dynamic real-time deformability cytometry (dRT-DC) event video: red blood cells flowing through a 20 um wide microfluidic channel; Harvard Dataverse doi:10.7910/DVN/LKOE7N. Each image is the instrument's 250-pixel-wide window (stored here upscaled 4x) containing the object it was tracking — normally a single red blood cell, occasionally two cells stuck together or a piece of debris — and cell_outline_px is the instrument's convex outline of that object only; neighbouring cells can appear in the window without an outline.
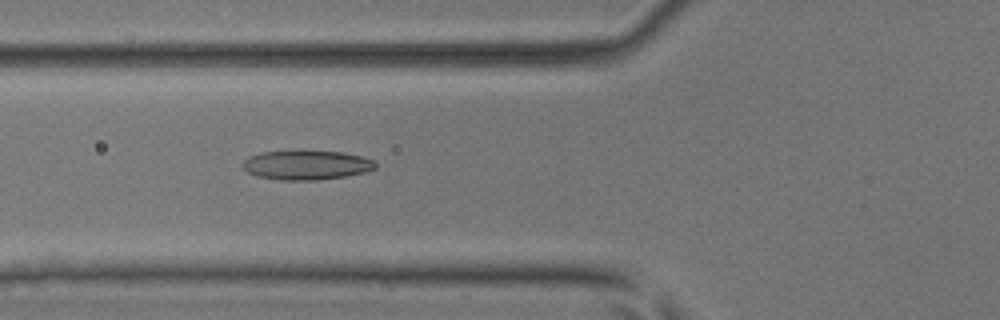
{"species": "common noctule bat (a hibernating species)", "species_latin": "Nyctalus noctula", "temperature_condition": "room temperature", "stored_images_in_passage": 51, "camera_frame_rate_fps": 3000, "um_per_image_px": 0.085, "animal": {"sex": "male", "body_mass_g": 17.9, "forearm_length_mm": 54.2}, "frame": {"image": 1, "passage_image": 20, "time_ms": 6.333, "image_size_px": [1000, 320], "cell_outline_px": [[376, 168], [364, 172], [344, 176], [316, 180], [280, 180], [256, 176], [248, 172], [240, 164], [248, 156], [260, 152], [344, 152], [376, 160]], "centroid_in_image_um": [26.03, 14.04], "position_along_channel_um": 99.8, "area_um2": 22.43}}
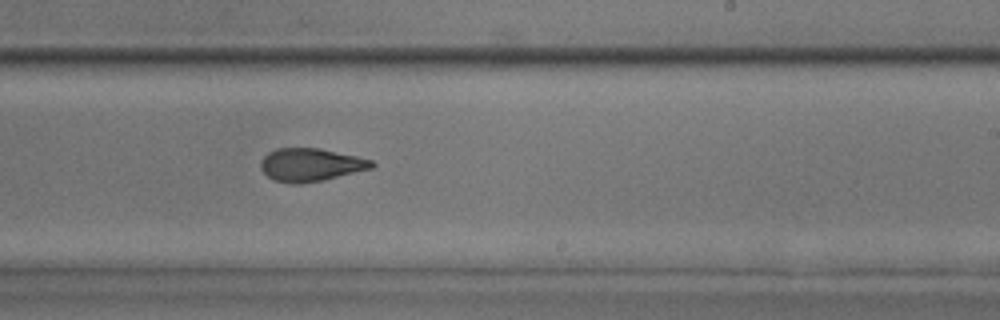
{"frame": {"image": 2, "passage_image": 32, "time_ms": 10.333, "image_size_px": [1000, 320], "cell_outline_px": [[376, 164], [372, 168], [324, 180], [300, 184], [292, 184], [276, 180], [268, 176], [260, 168], [260, 160], [268, 152], [276, 148], [320, 148], [356, 156], [372, 160]], "centroid_in_image_um": [26.4, 14.0], "position_along_channel_um": 262.6, "area_um2": 21.39}}
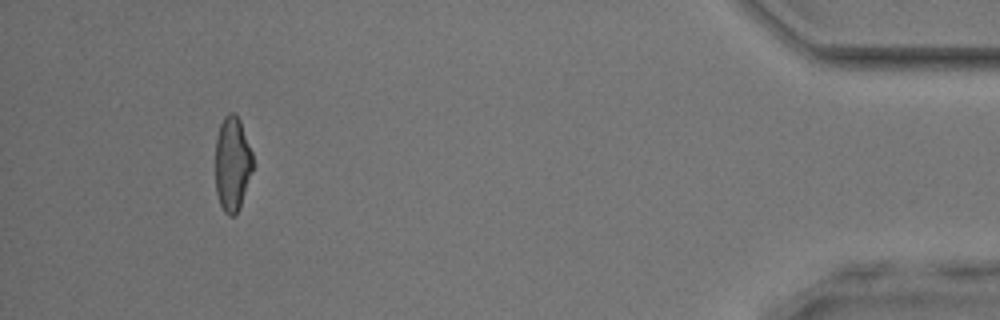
{"frame": {"image": 3, "passage_image": 48, "time_ms": 15.667, "image_size_px": [1000, 320], "cell_outline_px": [[252, 168], [240, 208], [232, 216], [228, 216], [224, 212], [220, 204], [216, 192], [216, 140], [220, 124], [224, 116], [228, 112], [232, 112], [240, 120], [252, 152]], "centroid_in_image_um": [19.73, 13.92], "position_along_channel_um": 415.5, "area_um2": 20.4}, "authors_computed_cell_mechanics": {"area_um2": 22.0796, "velocity_mm_per_s": 4.0751, "shape_relaxation_time_tau1_ms": 3.7943, "shape_relaxation_time_tau2_ms": 2.1254, "deformation_change_tau1": 0.1443, "deformation_change_tau2": 0.1027}}